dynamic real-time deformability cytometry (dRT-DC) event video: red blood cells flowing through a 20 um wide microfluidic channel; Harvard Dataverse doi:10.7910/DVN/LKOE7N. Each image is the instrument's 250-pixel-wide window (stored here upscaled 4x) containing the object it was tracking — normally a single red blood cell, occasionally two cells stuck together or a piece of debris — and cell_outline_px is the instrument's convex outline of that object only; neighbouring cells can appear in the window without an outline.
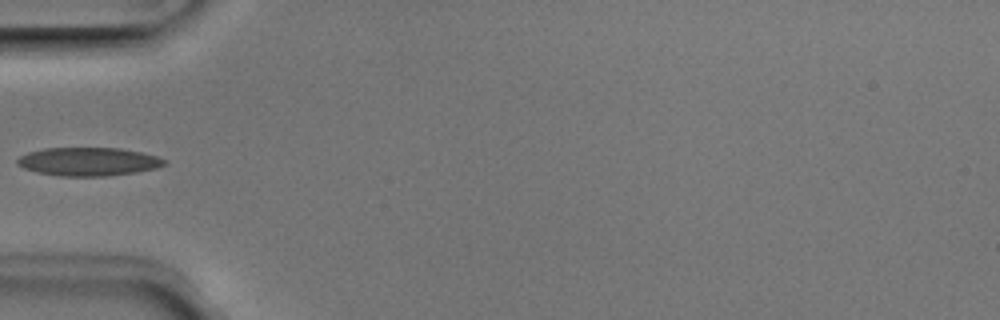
{"species": "Egyptian fruit bat (a non-hibernating species)", "species_latin": "Rousettus aegyptiacus", "temperature_condition": "room temperature", "stored_images_in_passage": 18, "camera_frame_rate_fps": 3000, "um_per_image_px": 0.085, "animal": {"sex": "male"}, "frame": {"image": 1, "passage_image": 1, "time_ms": 0.0, "image_size_px": [1000, 320], "cell_outline_px": [[168, 164], [156, 168], [136, 172], [108, 176], [60, 176], [40, 172], [24, 168], [16, 164], [16, 160], [20, 156], [28, 152], [44, 148], [120, 148], [140, 152], [156, 156], [168, 160]], "centroid_in_image_um": [7.54, 13.73], "position_along_channel_um": 77.5, "area_um2": 24.33}}
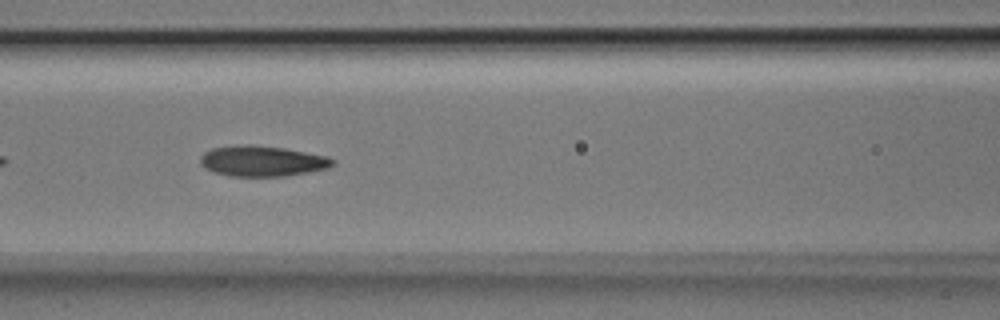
{"frame": {"image": 2, "passage_image": 6, "time_ms": 1.667, "image_size_px": [1000, 320], "cell_outline_px": [[336, 164], [328, 168], [288, 176], [228, 176], [212, 172], [204, 168], [200, 164], [200, 156], [204, 152], [212, 148], [236, 144], [252, 144], [284, 148], [324, 156], [336, 160]], "centroid_in_image_um": [22.24, 13.69], "position_along_channel_um": 144.4, "area_um2": 23.87}}